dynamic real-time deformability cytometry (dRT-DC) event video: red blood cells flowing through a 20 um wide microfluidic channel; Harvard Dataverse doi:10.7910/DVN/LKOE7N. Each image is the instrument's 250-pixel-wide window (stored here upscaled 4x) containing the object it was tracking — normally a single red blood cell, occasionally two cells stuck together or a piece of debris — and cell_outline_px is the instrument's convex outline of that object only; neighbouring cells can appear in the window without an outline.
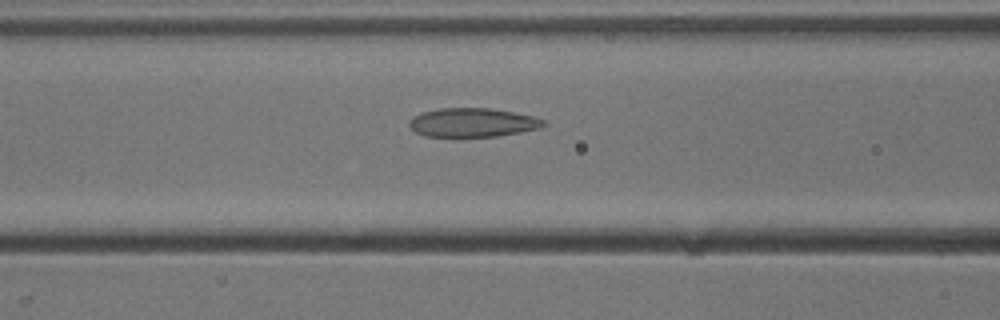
{"species": "common noctule bat (a hibernating species)", "species_latin": "Nyctalus noctula", "temperature_condition": "cold", "stored_images_in_passage": 32, "camera_frame_rate_fps": 3000, "um_per_image_px": 0.085, "animal": {"sex": "male", "body_mass_g": 13.3}, "frame": {"image": 1, "passage_image": 11, "time_ms": 3.333, "image_size_px": [1000, 320], "cell_outline_px": [[548, 124], [540, 128], [520, 132], [496, 136], [424, 136], [416, 132], [408, 124], [412, 116], [424, 112], [440, 108], [492, 108], [532, 116], [544, 120]], "centroid_in_image_um": [40.18, 10.41], "position_along_channel_um": 126.4, "area_um2": 22.43}}
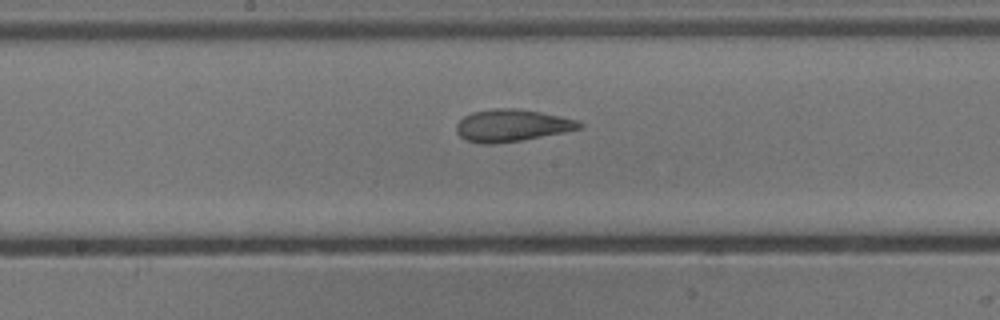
{"frame": {"image": 2, "passage_image": 17, "time_ms": 5.333, "image_size_px": [1000, 320], "cell_outline_px": [[584, 124], [580, 128], [564, 132], [520, 140], [492, 144], [480, 144], [468, 140], [460, 136], [456, 132], [456, 124], [464, 116], [472, 112], [496, 108], [516, 108], [540, 112], [580, 120]], "centroid_in_image_um": [43.5, 10.66], "position_along_channel_um": 204.7, "area_um2": 22.95}}
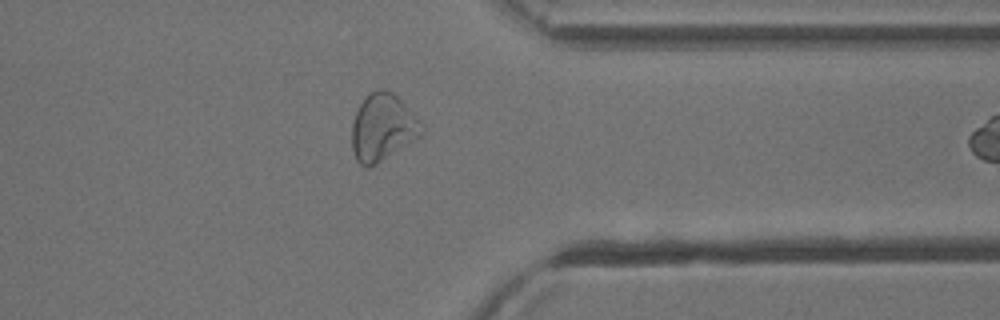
{"frame": {"image": 3, "passage_image": 31, "time_ms": 10.0, "image_size_px": [1000, 320], "cell_outline_px": [[424, 132], [420, 136], [376, 164], [368, 168], [364, 168], [356, 160], [352, 152], [352, 124], [356, 112], [364, 96], [380, 88], [384, 88], [392, 92], [424, 124]], "centroid_in_image_um": [32.51, 10.84], "position_along_channel_um": 378.9, "area_um2": 27.22}}